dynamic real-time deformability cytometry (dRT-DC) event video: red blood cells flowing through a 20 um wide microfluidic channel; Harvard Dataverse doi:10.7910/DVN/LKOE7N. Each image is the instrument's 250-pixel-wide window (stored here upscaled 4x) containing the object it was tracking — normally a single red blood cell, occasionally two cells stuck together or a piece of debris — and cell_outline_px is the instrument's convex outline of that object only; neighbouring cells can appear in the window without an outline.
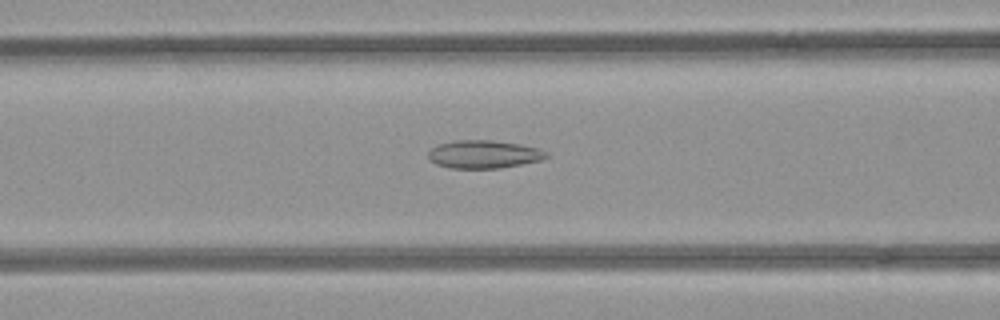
{"species": "common noctule bat (a hibernating species)", "species_latin": "Nyctalus noctula", "temperature_condition": "room temperature", "stored_images_in_passage": 29, "camera_frame_rate_fps": 3000, "um_per_image_px": 0.085, "animal": {"sex": "female", "body_mass_g": 21.9}, "frame": {"image": 1, "passage_image": 5, "time_ms": 1.333, "image_size_px": [1000, 320], "cell_outline_px": [[548, 156], [540, 160], [500, 168], [448, 168], [436, 164], [428, 160], [428, 152], [436, 144], [456, 140], [492, 140], [520, 144], [536, 148], [548, 152]], "centroid_in_image_um": [41.06, 13.11], "position_along_channel_um": 125.5, "area_um2": 19.31}}
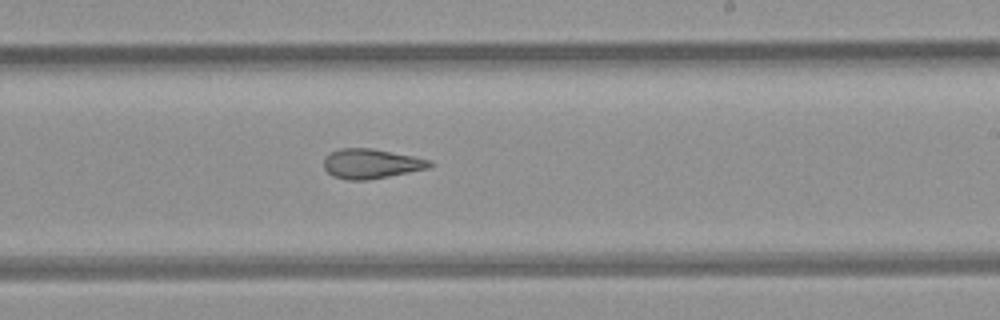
{"frame": {"image": 2, "passage_image": 15, "time_ms": 4.667, "image_size_px": [1000, 320], "cell_outline_px": [[432, 164], [428, 168], [388, 176], [364, 180], [348, 180], [332, 176], [324, 168], [324, 160], [332, 152], [340, 148], [372, 148], [432, 160]], "centroid_in_image_um": [31.54, 13.91], "position_along_channel_um": 257.5, "area_um2": 18.03}}
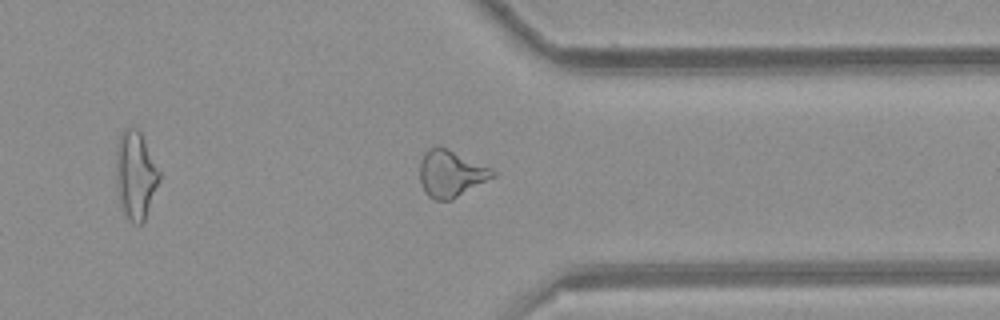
{"frame": {"image": 3, "passage_image": 24, "time_ms": 7.667, "image_size_px": [1000, 320], "cell_outline_px": [[496, 176], [452, 200], [436, 200], [428, 196], [424, 192], [420, 180], [420, 160], [424, 152], [432, 148], [444, 148], [492, 168], [496, 172]], "centroid_in_image_um": [38.33, 14.8], "position_along_channel_um": 373.1, "area_um2": 19.59}}